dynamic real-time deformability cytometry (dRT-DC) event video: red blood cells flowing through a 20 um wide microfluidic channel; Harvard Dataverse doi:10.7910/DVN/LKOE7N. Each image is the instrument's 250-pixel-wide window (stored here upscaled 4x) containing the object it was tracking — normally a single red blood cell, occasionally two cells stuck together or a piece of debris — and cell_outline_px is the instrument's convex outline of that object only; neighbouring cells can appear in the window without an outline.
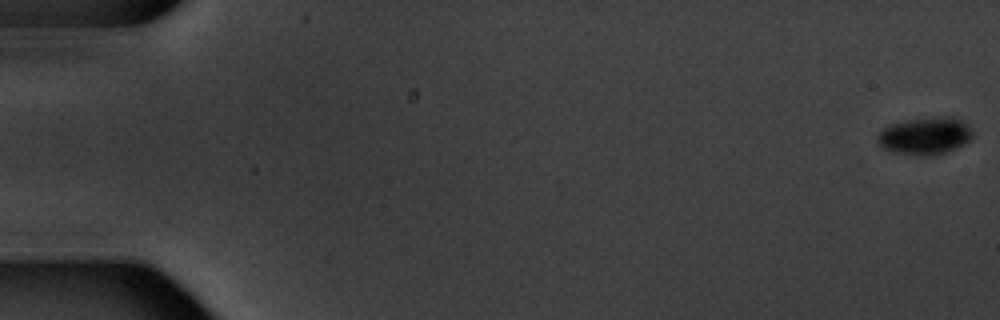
{"species": "common noctule bat (a hibernating species)", "species_latin": "Nyctalus noctula", "temperature_condition": "warm", "stored_images_in_passage": 9, "camera_frame_rate_fps": 3000, "um_per_image_px": 0.085, "animal": {"sex": "male", "body_mass_g": 20.1, "forearm_length_mm": 53.5}, "frame": {"image": 1, "passage_image": 1, "time_ms": 0.0, "image_size_px": [1000, 320], "cell_outline_px": [[972, 140], [940, 156], [920, 156], [892, 152], [884, 148], [876, 140], [876, 136], [884, 128], [892, 124], [904, 120], [948, 116], [952, 116], [968, 124], [972, 132]], "centroid_in_image_um": [78.66, 11.57], "position_along_channel_um": 6.3, "area_um2": 20.98}}
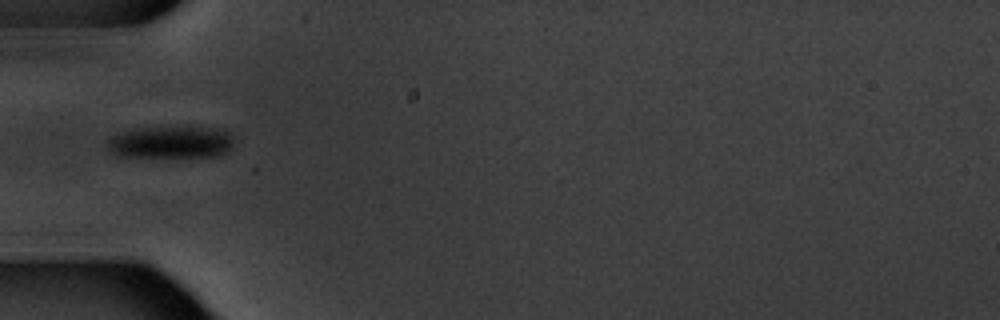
{"frame": {"image": 2, "passage_image": 6, "time_ms": 6.667, "image_size_px": [1000, 320], "cell_outline_px": [[232, 148], [228, 152], [220, 156], [120, 156], [104, 148], [104, 144], [112, 136], [120, 132], [144, 128], [184, 124], [188, 124], [224, 128], [232, 132]], "centroid_in_image_um": [14.61, 12.03], "position_along_channel_um": 70.4, "area_um2": 24.85}}